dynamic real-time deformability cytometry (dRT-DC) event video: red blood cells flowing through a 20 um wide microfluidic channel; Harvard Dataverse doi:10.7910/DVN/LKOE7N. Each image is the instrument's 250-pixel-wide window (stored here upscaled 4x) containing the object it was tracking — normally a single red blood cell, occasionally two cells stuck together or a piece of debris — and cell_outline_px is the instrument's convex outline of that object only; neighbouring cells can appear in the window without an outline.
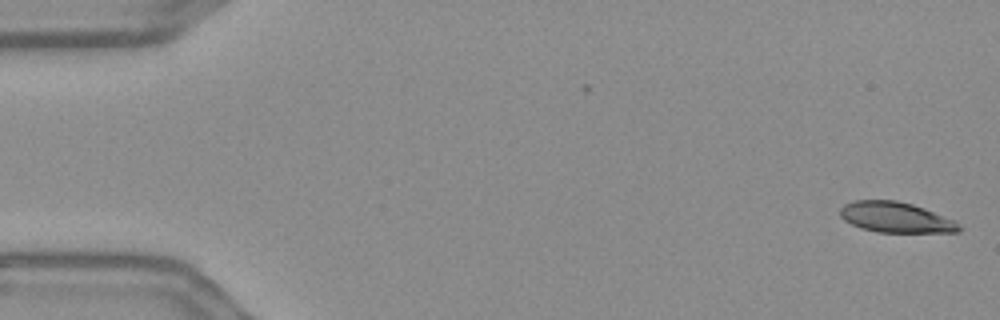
{"species": "Egyptian fruit bat (a non-hibernating species)", "species_latin": "Rousettus aegyptiacus", "temperature_condition": "warm", "stored_images_in_passage": 56, "camera_frame_rate_fps": 3000, "um_per_image_px": 0.085, "frame": {"image": 1, "passage_image": 1, "time_ms": 0.0, "image_size_px": [1000, 320], "cell_outline_px": [[960, 232], [876, 232], [860, 228], [844, 220], [840, 216], [840, 208], [844, 204], [852, 200], [896, 200], [912, 204], [924, 208], [956, 220], [960, 228]], "centroid_in_image_um": [76.12, 18.47], "position_along_channel_um": 8.9, "area_um2": 21.21}}
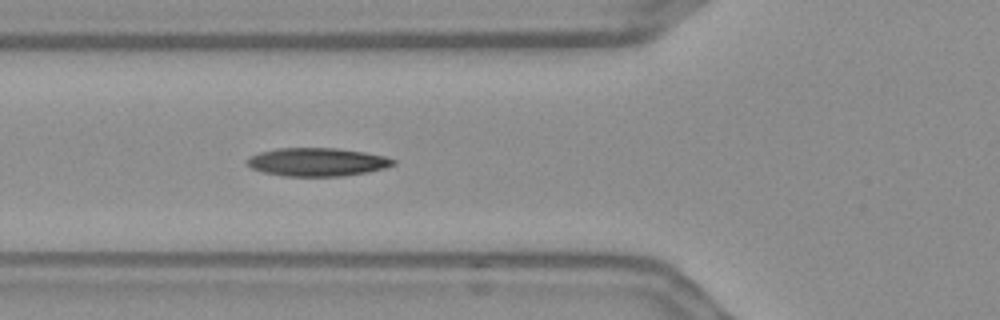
{"frame": {"image": 2, "passage_image": 20, "time_ms": 6.333, "image_size_px": [1000, 320], "cell_outline_px": [[396, 164], [384, 168], [368, 172], [344, 176], [284, 176], [264, 172], [252, 168], [244, 164], [244, 160], [248, 156], [260, 152], [280, 148], [336, 148], [364, 152], [384, 156], [396, 160]], "centroid_in_image_um": [26.93, 13.77], "position_along_channel_um": 98.9, "area_um2": 24.22}}
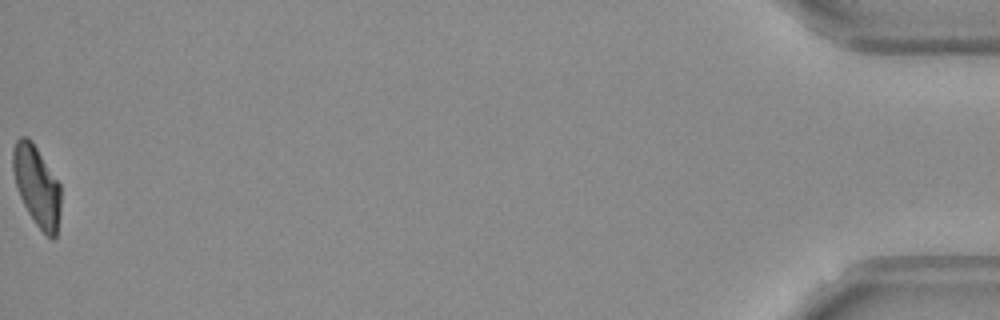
{"frame": {"image": 3, "passage_image": 56, "time_ms": 18.333, "image_size_px": [1000, 320], "cell_outline_px": [[60, 212], [56, 236], [52, 240], [36, 224], [28, 212], [20, 196], [12, 172], [12, 148], [16, 140], [20, 136], [28, 136], [32, 140], [60, 184]], "centroid_in_image_um": [3.11, 15.76], "position_along_channel_um": 432.1, "area_um2": 22.43}, "authors_computed_cell_mechanics": {"area_um2": 23.3801, "velocity_mm_per_s": 3.6227, "shape_relaxation_time_tau1_ms": 8.7163, "shape_relaxation_time_tau2_ms": 2.7784, "deformation_change_tau1": 0.2301, "deformation_change_tau2": 0.1033}}